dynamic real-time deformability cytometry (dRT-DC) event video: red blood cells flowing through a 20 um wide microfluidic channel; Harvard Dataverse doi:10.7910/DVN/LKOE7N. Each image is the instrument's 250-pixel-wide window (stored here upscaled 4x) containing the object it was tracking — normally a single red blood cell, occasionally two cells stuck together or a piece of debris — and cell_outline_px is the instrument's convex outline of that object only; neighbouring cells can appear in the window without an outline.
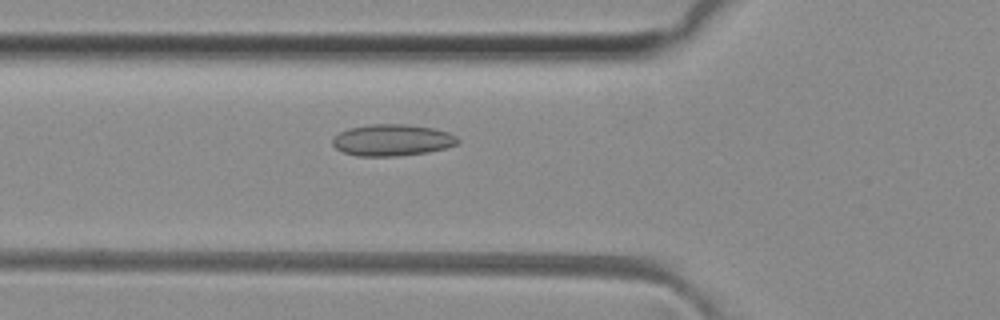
{"species": "common noctule bat (a hibernating species)", "species_latin": "Nyctalus noctula", "temperature_condition": "room temperature", "stored_images_in_passage": 39, "camera_frame_rate_fps": 3000, "um_per_image_px": 0.085, "animal": {"sex": "female", "body_mass_g": 29.2, "forearm_length_mm": 56.3}, "frame": {"image": 1, "passage_image": 7, "time_ms": 2.0, "image_size_px": [1000, 320], "cell_outline_px": [[460, 140], [456, 144], [444, 148], [428, 152], [396, 156], [356, 156], [344, 152], [336, 148], [332, 144], [332, 140], [340, 132], [348, 128], [372, 124], [408, 124], [432, 128], [448, 132], [456, 136]], "centroid_in_image_um": [33.33, 11.9], "position_along_channel_um": 92.5, "area_um2": 22.95}}
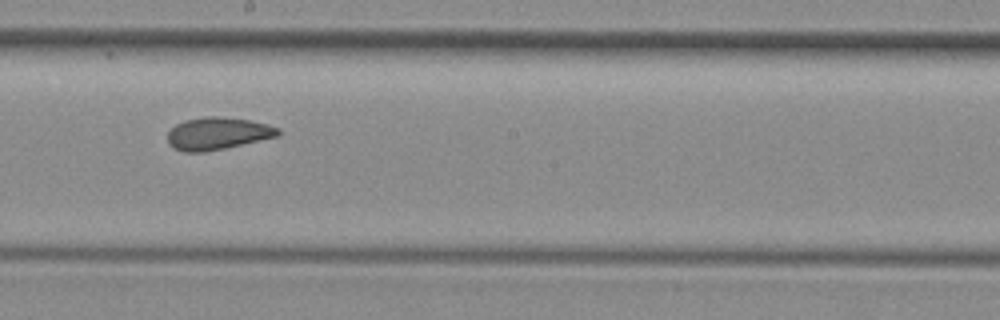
{"frame": {"image": 2, "passage_image": 17, "time_ms": 5.333, "image_size_px": [1000, 320], "cell_outline_px": [[280, 136], [224, 148], [204, 152], [184, 152], [176, 148], [168, 140], [168, 132], [176, 124], [184, 120], [208, 116], [216, 116], [248, 120], [268, 124], [280, 128]], "centroid_in_image_um": [18.54, 11.34], "position_along_channel_um": 229.7, "area_um2": 20.63}}
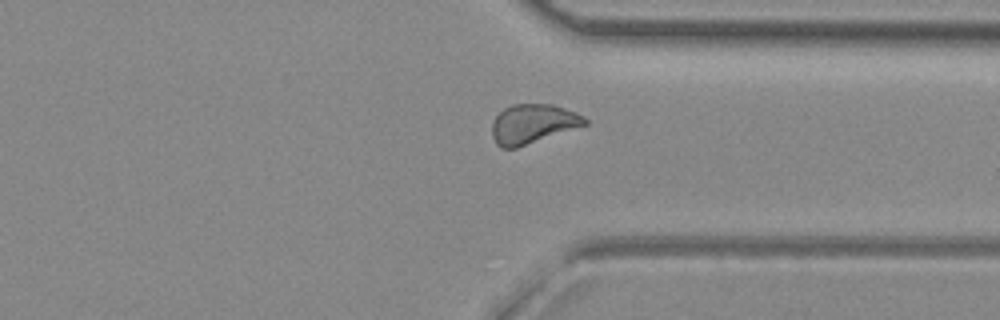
{"frame": {"image": 3, "passage_image": 27, "time_ms": 8.667, "image_size_px": [1000, 320], "cell_outline_px": [[588, 124], [516, 148], [500, 148], [496, 144], [492, 136], [492, 124], [496, 116], [504, 108], [512, 104], [552, 104], [576, 112], [584, 116], [588, 120]], "centroid_in_image_um": [45.28, 10.52], "position_along_channel_um": 366.1, "area_um2": 21.27}, "authors_computed_cell_mechanics": {"area_um2": 21.0392, "velocity_mm_per_s": 4.1097, "shape_relaxation_time_tau1_ms": null, "shape_relaxation_time_tau2_ms": 2.8639, "deformation_change_tau1": null, "deformation_change_tau2": 0.09}}